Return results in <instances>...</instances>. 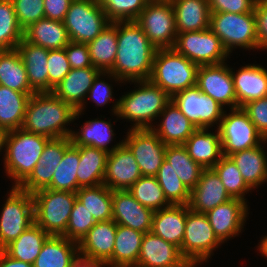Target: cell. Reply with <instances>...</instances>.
<instances>
[{"mask_svg": "<svg viewBox=\"0 0 267 267\" xmlns=\"http://www.w3.org/2000/svg\"><path fill=\"white\" fill-rule=\"evenodd\" d=\"M156 50L135 21H117V53L107 76L119 83L149 80Z\"/></svg>", "mask_w": 267, "mask_h": 267, "instance_id": "6da1fadb", "label": "cell"}, {"mask_svg": "<svg viewBox=\"0 0 267 267\" xmlns=\"http://www.w3.org/2000/svg\"><path fill=\"white\" fill-rule=\"evenodd\" d=\"M79 116L72 105L52 92L34 93L28 100L21 128L49 139L70 137L73 130L67 126Z\"/></svg>", "mask_w": 267, "mask_h": 267, "instance_id": "7a4b0ae2", "label": "cell"}, {"mask_svg": "<svg viewBox=\"0 0 267 267\" xmlns=\"http://www.w3.org/2000/svg\"><path fill=\"white\" fill-rule=\"evenodd\" d=\"M131 83H138L139 88L122 95L111 110L118 118L135 122L131 129H151L152 121L171 102V97L150 80Z\"/></svg>", "mask_w": 267, "mask_h": 267, "instance_id": "3957f363", "label": "cell"}, {"mask_svg": "<svg viewBox=\"0 0 267 267\" xmlns=\"http://www.w3.org/2000/svg\"><path fill=\"white\" fill-rule=\"evenodd\" d=\"M49 140L23 128L8 131L3 160L6 175L15 182L13 187H19L30 176Z\"/></svg>", "mask_w": 267, "mask_h": 267, "instance_id": "277c9868", "label": "cell"}, {"mask_svg": "<svg viewBox=\"0 0 267 267\" xmlns=\"http://www.w3.org/2000/svg\"><path fill=\"white\" fill-rule=\"evenodd\" d=\"M199 65L173 48L157 49L149 80L161 87L170 97L196 86Z\"/></svg>", "mask_w": 267, "mask_h": 267, "instance_id": "5b68a950", "label": "cell"}, {"mask_svg": "<svg viewBox=\"0 0 267 267\" xmlns=\"http://www.w3.org/2000/svg\"><path fill=\"white\" fill-rule=\"evenodd\" d=\"M35 223L52 236H62L70 219L76 192L43 188L32 193Z\"/></svg>", "mask_w": 267, "mask_h": 267, "instance_id": "8992f818", "label": "cell"}, {"mask_svg": "<svg viewBox=\"0 0 267 267\" xmlns=\"http://www.w3.org/2000/svg\"><path fill=\"white\" fill-rule=\"evenodd\" d=\"M210 29L221 40L229 54L237 46L248 50H259L254 11L240 14L211 13Z\"/></svg>", "mask_w": 267, "mask_h": 267, "instance_id": "52a82bcc", "label": "cell"}, {"mask_svg": "<svg viewBox=\"0 0 267 267\" xmlns=\"http://www.w3.org/2000/svg\"><path fill=\"white\" fill-rule=\"evenodd\" d=\"M110 23L97 0H74L63 20L69 40L85 44L94 40Z\"/></svg>", "mask_w": 267, "mask_h": 267, "instance_id": "ba28073f", "label": "cell"}, {"mask_svg": "<svg viewBox=\"0 0 267 267\" xmlns=\"http://www.w3.org/2000/svg\"><path fill=\"white\" fill-rule=\"evenodd\" d=\"M0 213V250L35 223L32 193L13 187Z\"/></svg>", "mask_w": 267, "mask_h": 267, "instance_id": "9c48e42d", "label": "cell"}, {"mask_svg": "<svg viewBox=\"0 0 267 267\" xmlns=\"http://www.w3.org/2000/svg\"><path fill=\"white\" fill-rule=\"evenodd\" d=\"M218 129L225 156L257 147L265 140L242 107L230 108L229 114L224 111Z\"/></svg>", "mask_w": 267, "mask_h": 267, "instance_id": "30bf717a", "label": "cell"}, {"mask_svg": "<svg viewBox=\"0 0 267 267\" xmlns=\"http://www.w3.org/2000/svg\"><path fill=\"white\" fill-rule=\"evenodd\" d=\"M135 22L156 49L173 48L177 31L170 0L149 1Z\"/></svg>", "mask_w": 267, "mask_h": 267, "instance_id": "8fae6325", "label": "cell"}, {"mask_svg": "<svg viewBox=\"0 0 267 267\" xmlns=\"http://www.w3.org/2000/svg\"><path fill=\"white\" fill-rule=\"evenodd\" d=\"M173 49L199 66L223 63L229 57L221 40L210 28L178 33Z\"/></svg>", "mask_w": 267, "mask_h": 267, "instance_id": "7c38bea8", "label": "cell"}, {"mask_svg": "<svg viewBox=\"0 0 267 267\" xmlns=\"http://www.w3.org/2000/svg\"><path fill=\"white\" fill-rule=\"evenodd\" d=\"M221 243L215 235L206 213L193 211L187 205L184 238L179 249L182 257L208 260L213 250L218 248Z\"/></svg>", "mask_w": 267, "mask_h": 267, "instance_id": "4fadbf2b", "label": "cell"}, {"mask_svg": "<svg viewBox=\"0 0 267 267\" xmlns=\"http://www.w3.org/2000/svg\"><path fill=\"white\" fill-rule=\"evenodd\" d=\"M171 101L197 128L218 127L224 114V107L197 86L176 93Z\"/></svg>", "mask_w": 267, "mask_h": 267, "instance_id": "5bb4252c", "label": "cell"}, {"mask_svg": "<svg viewBox=\"0 0 267 267\" xmlns=\"http://www.w3.org/2000/svg\"><path fill=\"white\" fill-rule=\"evenodd\" d=\"M123 143L130 149L142 176H156L165 160L167 145L152 129H130Z\"/></svg>", "mask_w": 267, "mask_h": 267, "instance_id": "9a60e30c", "label": "cell"}, {"mask_svg": "<svg viewBox=\"0 0 267 267\" xmlns=\"http://www.w3.org/2000/svg\"><path fill=\"white\" fill-rule=\"evenodd\" d=\"M196 86L223 107L227 105L231 109L237 108L231 69L225 62L200 65L197 71Z\"/></svg>", "mask_w": 267, "mask_h": 267, "instance_id": "2e32d148", "label": "cell"}, {"mask_svg": "<svg viewBox=\"0 0 267 267\" xmlns=\"http://www.w3.org/2000/svg\"><path fill=\"white\" fill-rule=\"evenodd\" d=\"M71 144L72 140L70 137L50 139L42 152L41 158L34 166L32 173L19 188L28 193L46 188L51 183L65 150Z\"/></svg>", "mask_w": 267, "mask_h": 267, "instance_id": "e0dca14e", "label": "cell"}, {"mask_svg": "<svg viewBox=\"0 0 267 267\" xmlns=\"http://www.w3.org/2000/svg\"><path fill=\"white\" fill-rule=\"evenodd\" d=\"M154 212L140 204L128 190L112 191V219L117 225L151 232Z\"/></svg>", "mask_w": 267, "mask_h": 267, "instance_id": "ac0fdd59", "label": "cell"}, {"mask_svg": "<svg viewBox=\"0 0 267 267\" xmlns=\"http://www.w3.org/2000/svg\"><path fill=\"white\" fill-rule=\"evenodd\" d=\"M142 176L130 149L123 143L108 154L103 184L113 190H128Z\"/></svg>", "mask_w": 267, "mask_h": 267, "instance_id": "d6986e66", "label": "cell"}, {"mask_svg": "<svg viewBox=\"0 0 267 267\" xmlns=\"http://www.w3.org/2000/svg\"><path fill=\"white\" fill-rule=\"evenodd\" d=\"M247 214V201L234 198L206 213L215 235L222 243L239 235L245 225Z\"/></svg>", "mask_w": 267, "mask_h": 267, "instance_id": "ffe728a7", "label": "cell"}, {"mask_svg": "<svg viewBox=\"0 0 267 267\" xmlns=\"http://www.w3.org/2000/svg\"><path fill=\"white\" fill-rule=\"evenodd\" d=\"M99 73L101 71L94 67L71 69L64 79L53 88L52 93L65 103L72 105L81 115L86 107L84 101L87 99L89 89Z\"/></svg>", "mask_w": 267, "mask_h": 267, "instance_id": "44dd1931", "label": "cell"}, {"mask_svg": "<svg viewBox=\"0 0 267 267\" xmlns=\"http://www.w3.org/2000/svg\"><path fill=\"white\" fill-rule=\"evenodd\" d=\"M232 199L222 184L221 179L212 169H204L196 187L190 192L189 208L200 213H207L219 204Z\"/></svg>", "mask_w": 267, "mask_h": 267, "instance_id": "7402d4cb", "label": "cell"}, {"mask_svg": "<svg viewBox=\"0 0 267 267\" xmlns=\"http://www.w3.org/2000/svg\"><path fill=\"white\" fill-rule=\"evenodd\" d=\"M116 230L113 219L96 222L78 243L79 254L106 263L112 257Z\"/></svg>", "mask_w": 267, "mask_h": 267, "instance_id": "603a6c76", "label": "cell"}, {"mask_svg": "<svg viewBox=\"0 0 267 267\" xmlns=\"http://www.w3.org/2000/svg\"><path fill=\"white\" fill-rule=\"evenodd\" d=\"M231 69L237 108L267 96V70L261 65L242 66L237 73Z\"/></svg>", "mask_w": 267, "mask_h": 267, "instance_id": "cb8c5ba5", "label": "cell"}, {"mask_svg": "<svg viewBox=\"0 0 267 267\" xmlns=\"http://www.w3.org/2000/svg\"><path fill=\"white\" fill-rule=\"evenodd\" d=\"M16 49L23 60L31 88L36 93L49 92L47 67L49 49L31 44L24 38Z\"/></svg>", "mask_w": 267, "mask_h": 267, "instance_id": "d4e9b609", "label": "cell"}, {"mask_svg": "<svg viewBox=\"0 0 267 267\" xmlns=\"http://www.w3.org/2000/svg\"><path fill=\"white\" fill-rule=\"evenodd\" d=\"M160 124L151 129L166 145H183L197 127L171 101L160 113Z\"/></svg>", "mask_w": 267, "mask_h": 267, "instance_id": "484cf974", "label": "cell"}, {"mask_svg": "<svg viewBox=\"0 0 267 267\" xmlns=\"http://www.w3.org/2000/svg\"><path fill=\"white\" fill-rule=\"evenodd\" d=\"M189 156L204 169L213 168L223 156L220 132L197 128L183 144Z\"/></svg>", "mask_w": 267, "mask_h": 267, "instance_id": "4316f807", "label": "cell"}, {"mask_svg": "<svg viewBox=\"0 0 267 267\" xmlns=\"http://www.w3.org/2000/svg\"><path fill=\"white\" fill-rule=\"evenodd\" d=\"M186 216L187 205H170L156 210L151 232L180 249L184 238Z\"/></svg>", "mask_w": 267, "mask_h": 267, "instance_id": "83f0119b", "label": "cell"}, {"mask_svg": "<svg viewBox=\"0 0 267 267\" xmlns=\"http://www.w3.org/2000/svg\"><path fill=\"white\" fill-rule=\"evenodd\" d=\"M173 5L178 33L201 31L210 28L208 0H170Z\"/></svg>", "mask_w": 267, "mask_h": 267, "instance_id": "f1b7e54d", "label": "cell"}, {"mask_svg": "<svg viewBox=\"0 0 267 267\" xmlns=\"http://www.w3.org/2000/svg\"><path fill=\"white\" fill-rule=\"evenodd\" d=\"M182 255L177 246L152 232L145 233L135 267H165L176 263Z\"/></svg>", "mask_w": 267, "mask_h": 267, "instance_id": "f546056e", "label": "cell"}, {"mask_svg": "<svg viewBox=\"0 0 267 267\" xmlns=\"http://www.w3.org/2000/svg\"><path fill=\"white\" fill-rule=\"evenodd\" d=\"M267 142L265 139L262 144L257 147L238 151L230 155L236 163L243 180L251 188H257L259 185L267 182V153L263 144Z\"/></svg>", "mask_w": 267, "mask_h": 267, "instance_id": "4dcf8cb0", "label": "cell"}, {"mask_svg": "<svg viewBox=\"0 0 267 267\" xmlns=\"http://www.w3.org/2000/svg\"><path fill=\"white\" fill-rule=\"evenodd\" d=\"M144 234L132 228L117 225L114 250L112 257L106 262L107 267H135Z\"/></svg>", "mask_w": 267, "mask_h": 267, "instance_id": "1f68e13d", "label": "cell"}, {"mask_svg": "<svg viewBox=\"0 0 267 267\" xmlns=\"http://www.w3.org/2000/svg\"><path fill=\"white\" fill-rule=\"evenodd\" d=\"M108 152L91 146L79 147V166L77 169V191L81 187L103 184Z\"/></svg>", "mask_w": 267, "mask_h": 267, "instance_id": "d6a6232c", "label": "cell"}, {"mask_svg": "<svg viewBox=\"0 0 267 267\" xmlns=\"http://www.w3.org/2000/svg\"><path fill=\"white\" fill-rule=\"evenodd\" d=\"M24 39L45 49H63L69 42L63 21L42 18L24 30Z\"/></svg>", "mask_w": 267, "mask_h": 267, "instance_id": "836d02e7", "label": "cell"}, {"mask_svg": "<svg viewBox=\"0 0 267 267\" xmlns=\"http://www.w3.org/2000/svg\"><path fill=\"white\" fill-rule=\"evenodd\" d=\"M78 254V243L64 236L51 235L41 248L33 267H70Z\"/></svg>", "mask_w": 267, "mask_h": 267, "instance_id": "e575fe53", "label": "cell"}, {"mask_svg": "<svg viewBox=\"0 0 267 267\" xmlns=\"http://www.w3.org/2000/svg\"><path fill=\"white\" fill-rule=\"evenodd\" d=\"M112 127L110 121L98 120V118L88 120L77 133L72 131L70 138L75 146H91L110 153L123 144V140H121L113 148L107 146L115 134Z\"/></svg>", "mask_w": 267, "mask_h": 267, "instance_id": "d590c367", "label": "cell"}, {"mask_svg": "<svg viewBox=\"0 0 267 267\" xmlns=\"http://www.w3.org/2000/svg\"><path fill=\"white\" fill-rule=\"evenodd\" d=\"M0 85L30 96L36 93L28 82L27 72L17 49L0 50Z\"/></svg>", "mask_w": 267, "mask_h": 267, "instance_id": "8d00e7d4", "label": "cell"}, {"mask_svg": "<svg viewBox=\"0 0 267 267\" xmlns=\"http://www.w3.org/2000/svg\"><path fill=\"white\" fill-rule=\"evenodd\" d=\"M50 236V234L34 223L3 250L11 258L33 265L45 241Z\"/></svg>", "mask_w": 267, "mask_h": 267, "instance_id": "74e56055", "label": "cell"}, {"mask_svg": "<svg viewBox=\"0 0 267 267\" xmlns=\"http://www.w3.org/2000/svg\"><path fill=\"white\" fill-rule=\"evenodd\" d=\"M30 95L0 85V127L21 128Z\"/></svg>", "mask_w": 267, "mask_h": 267, "instance_id": "f35d334b", "label": "cell"}, {"mask_svg": "<svg viewBox=\"0 0 267 267\" xmlns=\"http://www.w3.org/2000/svg\"><path fill=\"white\" fill-rule=\"evenodd\" d=\"M93 67L109 72L117 53V21L111 22L94 40L88 43Z\"/></svg>", "mask_w": 267, "mask_h": 267, "instance_id": "ab89813d", "label": "cell"}, {"mask_svg": "<svg viewBox=\"0 0 267 267\" xmlns=\"http://www.w3.org/2000/svg\"><path fill=\"white\" fill-rule=\"evenodd\" d=\"M76 198L96 222L112 219V190L106 185L81 187L76 192Z\"/></svg>", "mask_w": 267, "mask_h": 267, "instance_id": "60d3db41", "label": "cell"}, {"mask_svg": "<svg viewBox=\"0 0 267 267\" xmlns=\"http://www.w3.org/2000/svg\"><path fill=\"white\" fill-rule=\"evenodd\" d=\"M165 160L191 192L196 187L204 168L193 161L183 145H167Z\"/></svg>", "mask_w": 267, "mask_h": 267, "instance_id": "b9f144b4", "label": "cell"}, {"mask_svg": "<svg viewBox=\"0 0 267 267\" xmlns=\"http://www.w3.org/2000/svg\"><path fill=\"white\" fill-rule=\"evenodd\" d=\"M79 146L73 143L65 150L51 183L46 187L53 190L77 192V169L79 166Z\"/></svg>", "mask_w": 267, "mask_h": 267, "instance_id": "7bdbcfd3", "label": "cell"}, {"mask_svg": "<svg viewBox=\"0 0 267 267\" xmlns=\"http://www.w3.org/2000/svg\"><path fill=\"white\" fill-rule=\"evenodd\" d=\"M128 192L143 206L153 211L168 207L171 204L165 198L164 192L156 176H141Z\"/></svg>", "mask_w": 267, "mask_h": 267, "instance_id": "ee69618b", "label": "cell"}, {"mask_svg": "<svg viewBox=\"0 0 267 267\" xmlns=\"http://www.w3.org/2000/svg\"><path fill=\"white\" fill-rule=\"evenodd\" d=\"M24 38L11 0H0V50L16 49Z\"/></svg>", "mask_w": 267, "mask_h": 267, "instance_id": "f6af8a7d", "label": "cell"}, {"mask_svg": "<svg viewBox=\"0 0 267 267\" xmlns=\"http://www.w3.org/2000/svg\"><path fill=\"white\" fill-rule=\"evenodd\" d=\"M222 184L225 186L229 196L234 199L245 201V193L252 190L243 180L236 163L230 156L223 155L218 163L212 168Z\"/></svg>", "mask_w": 267, "mask_h": 267, "instance_id": "bcb514c9", "label": "cell"}, {"mask_svg": "<svg viewBox=\"0 0 267 267\" xmlns=\"http://www.w3.org/2000/svg\"><path fill=\"white\" fill-rule=\"evenodd\" d=\"M173 167L164 160L156 175L165 198L171 205H188L190 191L177 176Z\"/></svg>", "mask_w": 267, "mask_h": 267, "instance_id": "7dc6e473", "label": "cell"}, {"mask_svg": "<svg viewBox=\"0 0 267 267\" xmlns=\"http://www.w3.org/2000/svg\"><path fill=\"white\" fill-rule=\"evenodd\" d=\"M111 22L135 21L149 0H97Z\"/></svg>", "mask_w": 267, "mask_h": 267, "instance_id": "c3c4849f", "label": "cell"}, {"mask_svg": "<svg viewBox=\"0 0 267 267\" xmlns=\"http://www.w3.org/2000/svg\"><path fill=\"white\" fill-rule=\"evenodd\" d=\"M95 224L96 221L91 213L76 199L66 232L62 236L79 243Z\"/></svg>", "mask_w": 267, "mask_h": 267, "instance_id": "681fc988", "label": "cell"}, {"mask_svg": "<svg viewBox=\"0 0 267 267\" xmlns=\"http://www.w3.org/2000/svg\"><path fill=\"white\" fill-rule=\"evenodd\" d=\"M20 27L27 29L45 17L44 0H11Z\"/></svg>", "mask_w": 267, "mask_h": 267, "instance_id": "f907efd6", "label": "cell"}, {"mask_svg": "<svg viewBox=\"0 0 267 267\" xmlns=\"http://www.w3.org/2000/svg\"><path fill=\"white\" fill-rule=\"evenodd\" d=\"M49 92L58 85L71 70L65 49L49 50L47 59Z\"/></svg>", "mask_w": 267, "mask_h": 267, "instance_id": "816d5d0a", "label": "cell"}, {"mask_svg": "<svg viewBox=\"0 0 267 267\" xmlns=\"http://www.w3.org/2000/svg\"><path fill=\"white\" fill-rule=\"evenodd\" d=\"M257 131L267 139V96L250 101L242 106Z\"/></svg>", "mask_w": 267, "mask_h": 267, "instance_id": "f5cc1de1", "label": "cell"}, {"mask_svg": "<svg viewBox=\"0 0 267 267\" xmlns=\"http://www.w3.org/2000/svg\"><path fill=\"white\" fill-rule=\"evenodd\" d=\"M258 0H208L211 13H248L253 12Z\"/></svg>", "mask_w": 267, "mask_h": 267, "instance_id": "db71d44e", "label": "cell"}, {"mask_svg": "<svg viewBox=\"0 0 267 267\" xmlns=\"http://www.w3.org/2000/svg\"><path fill=\"white\" fill-rule=\"evenodd\" d=\"M64 49L71 69L93 67L88 44L70 41Z\"/></svg>", "mask_w": 267, "mask_h": 267, "instance_id": "11a10c76", "label": "cell"}, {"mask_svg": "<svg viewBox=\"0 0 267 267\" xmlns=\"http://www.w3.org/2000/svg\"><path fill=\"white\" fill-rule=\"evenodd\" d=\"M107 72L99 73L94 82L92 83L91 88L89 89L87 98H90L96 106H104L112 99V84L106 83L105 80L100 78L104 75L106 76ZM101 76V77H100Z\"/></svg>", "mask_w": 267, "mask_h": 267, "instance_id": "9f6ffc18", "label": "cell"}, {"mask_svg": "<svg viewBox=\"0 0 267 267\" xmlns=\"http://www.w3.org/2000/svg\"><path fill=\"white\" fill-rule=\"evenodd\" d=\"M254 14L259 49L267 50V6L258 0L255 4Z\"/></svg>", "mask_w": 267, "mask_h": 267, "instance_id": "6f0895ef", "label": "cell"}, {"mask_svg": "<svg viewBox=\"0 0 267 267\" xmlns=\"http://www.w3.org/2000/svg\"><path fill=\"white\" fill-rule=\"evenodd\" d=\"M74 0H44L45 18L63 21Z\"/></svg>", "mask_w": 267, "mask_h": 267, "instance_id": "680465c9", "label": "cell"}, {"mask_svg": "<svg viewBox=\"0 0 267 267\" xmlns=\"http://www.w3.org/2000/svg\"><path fill=\"white\" fill-rule=\"evenodd\" d=\"M106 263L94 260L92 258H87L78 254L76 258L72 261L70 267H105Z\"/></svg>", "mask_w": 267, "mask_h": 267, "instance_id": "91938a15", "label": "cell"}, {"mask_svg": "<svg viewBox=\"0 0 267 267\" xmlns=\"http://www.w3.org/2000/svg\"><path fill=\"white\" fill-rule=\"evenodd\" d=\"M0 267H33V265L11 258L4 250H0Z\"/></svg>", "mask_w": 267, "mask_h": 267, "instance_id": "94428289", "label": "cell"}, {"mask_svg": "<svg viewBox=\"0 0 267 267\" xmlns=\"http://www.w3.org/2000/svg\"><path fill=\"white\" fill-rule=\"evenodd\" d=\"M207 262L206 259H201V258H193V257H182L180 258L176 263L172 265H168L165 267H195L201 262Z\"/></svg>", "mask_w": 267, "mask_h": 267, "instance_id": "6125c7cd", "label": "cell"}, {"mask_svg": "<svg viewBox=\"0 0 267 267\" xmlns=\"http://www.w3.org/2000/svg\"><path fill=\"white\" fill-rule=\"evenodd\" d=\"M7 134L8 131L5 128L0 127V152H2L1 150H3L6 146Z\"/></svg>", "mask_w": 267, "mask_h": 267, "instance_id": "be15d7a7", "label": "cell"}, {"mask_svg": "<svg viewBox=\"0 0 267 267\" xmlns=\"http://www.w3.org/2000/svg\"><path fill=\"white\" fill-rule=\"evenodd\" d=\"M260 245L257 246L261 255L265 256L267 258V236L261 239L259 242Z\"/></svg>", "mask_w": 267, "mask_h": 267, "instance_id": "e7e4bbea", "label": "cell"}, {"mask_svg": "<svg viewBox=\"0 0 267 267\" xmlns=\"http://www.w3.org/2000/svg\"><path fill=\"white\" fill-rule=\"evenodd\" d=\"M264 5L267 6V0H260Z\"/></svg>", "mask_w": 267, "mask_h": 267, "instance_id": "03108f58", "label": "cell"}, {"mask_svg": "<svg viewBox=\"0 0 267 267\" xmlns=\"http://www.w3.org/2000/svg\"><path fill=\"white\" fill-rule=\"evenodd\" d=\"M149 1H167V0H149Z\"/></svg>", "mask_w": 267, "mask_h": 267, "instance_id": "003e7915", "label": "cell"}]
</instances>
